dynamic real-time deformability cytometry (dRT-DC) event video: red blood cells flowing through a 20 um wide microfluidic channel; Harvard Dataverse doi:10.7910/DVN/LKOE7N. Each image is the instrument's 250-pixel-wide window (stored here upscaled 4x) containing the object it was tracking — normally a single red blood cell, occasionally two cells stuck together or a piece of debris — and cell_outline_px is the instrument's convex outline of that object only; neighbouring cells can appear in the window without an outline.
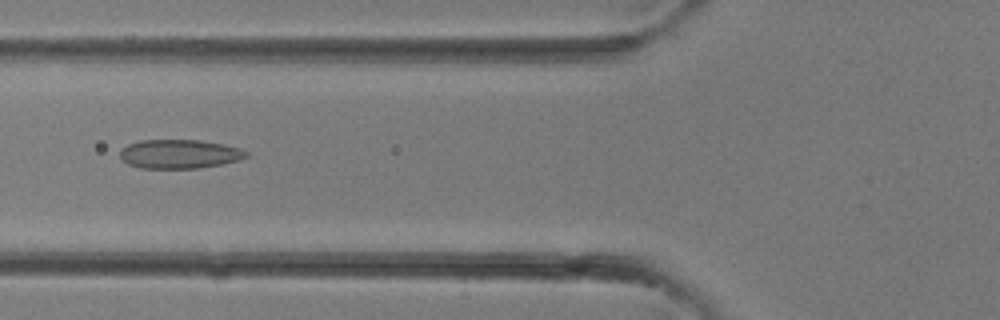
{"species": "common noctule bat (a hibernating species)", "species_latin": "Nyctalus noctula", "temperature_condition": "room temperature", "stored_images_in_passage": 33, "camera_frame_rate_fps": 3000, "um_per_image_px": 0.085, "animal": {"sex": "female"}, "frame": {"image": 1, "passage_image": 13, "time_ms": 4.0, "image_size_px": [1000, 320], "cell_outline_px": [[248, 156], [236, 160], [220, 164], [200, 168], [140, 168], [128, 164], [120, 156], [120, 148], [128, 144], [140, 140], [200, 140], [224, 144], [240, 148], [248, 152]], "centroid_in_image_um": [15.23, 13.08], "position_along_channel_um": 110.6, "area_um2": 21.27}}
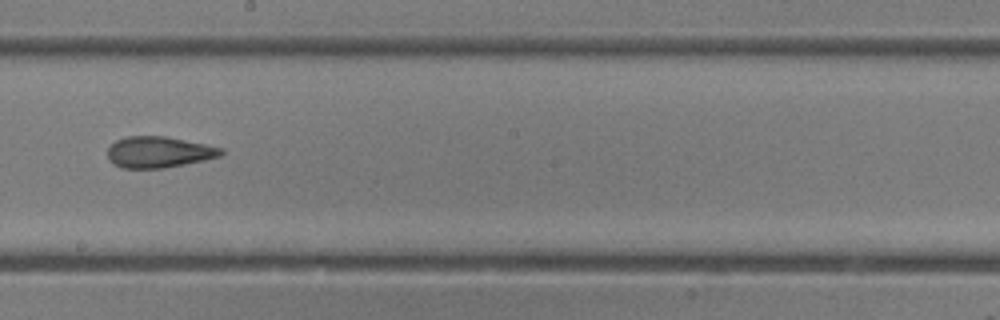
{"frame": {"image": 2, "passage_image": 19, "time_ms": 6.0, "image_size_px": [1000, 320], "cell_outline_px": [[224, 152], [220, 156], [204, 160], [164, 168], [120, 168], [112, 164], [108, 160], [108, 148], [116, 140], [128, 136], [164, 136], [224, 148]], "centroid_in_image_um": [13.47, 12.93], "position_along_channel_um": 234.7, "area_um2": 20.58}}
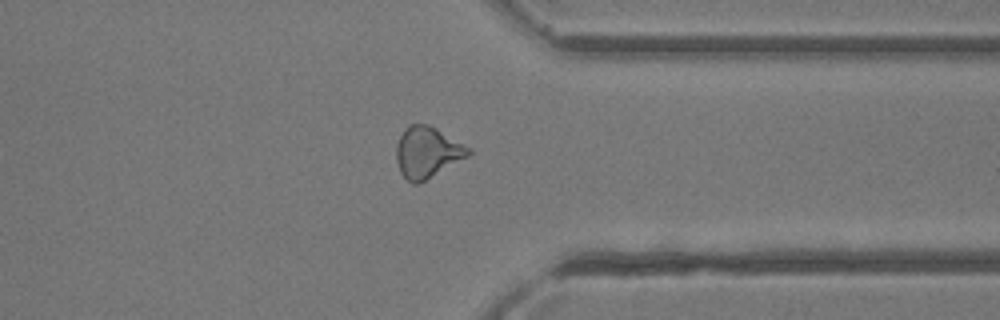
{"frame": {"image": 3, "passage_image": 26, "time_ms": 8.333, "image_size_px": [1000, 320], "cell_outline_px": [[472, 152], [468, 156], [424, 180], [416, 184], [412, 184], [400, 172], [396, 160], [396, 144], [404, 128], [408, 124], [428, 124], [436, 128], [472, 148]], "centroid_in_image_um": [36.3, 12.91], "position_along_channel_um": 375.1, "area_um2": 21.33}}